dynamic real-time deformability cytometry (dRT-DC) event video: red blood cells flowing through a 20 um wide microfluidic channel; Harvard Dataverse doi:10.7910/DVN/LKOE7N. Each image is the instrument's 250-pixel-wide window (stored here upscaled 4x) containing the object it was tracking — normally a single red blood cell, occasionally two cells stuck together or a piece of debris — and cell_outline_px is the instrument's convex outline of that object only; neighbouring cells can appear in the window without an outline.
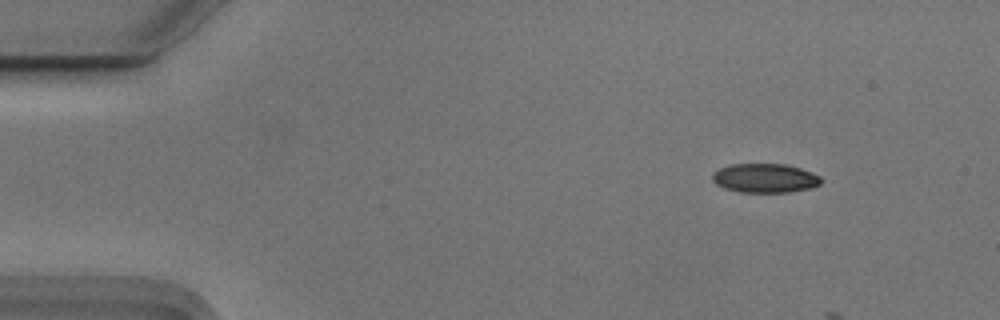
{"species": "Egyptian fruit bat (a non-hibernating species)", "species_latin": "Rousettus aegyptiacus", "temperature_condition": "cold", "stored_images_in_passage": 4, "camera_frame_rate_fps": 3000, "um_per_image_px": 0.085, "animal": {"sex": "male"}, "frame": {"image": 1, "passage_image": 1, "time_ms": 0.0, "image_size_px": [1000, 320], "cell_outline_px": [[824, 180], [820, 184], [812, 188], [788, 192], [740, 192], [724, 188], [716, 184], [712, 180], [712, 172], [728, 164], [784, 164], [800, 168], [820, 176]], "centroid_in_image_um": [65.01, 15.14], "position_along_channel_um": 20.0, "area_um2": 18.55}}